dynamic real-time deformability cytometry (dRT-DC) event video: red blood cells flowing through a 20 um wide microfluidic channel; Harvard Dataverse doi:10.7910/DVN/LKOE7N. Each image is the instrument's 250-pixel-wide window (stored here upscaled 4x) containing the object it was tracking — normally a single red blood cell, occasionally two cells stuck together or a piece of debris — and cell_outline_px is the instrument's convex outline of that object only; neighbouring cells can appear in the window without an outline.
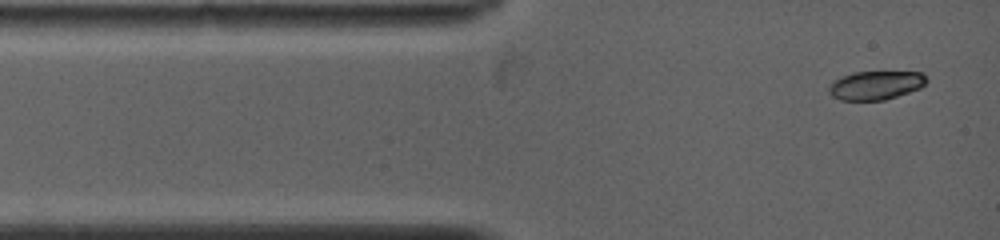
{"species": "common noctule bat (a hibernating species)", "species_latin": "Nyctalus noctula", "temperature_condition": "warm", "stored_images_in_passage": 11, "camera_frame_rate_fps": 5000, "um_per_image_px": 0.085, "animal": {"sex": "female", "body_mass_g": 19.0, "forearm_length_mm": 53.3}, "frame": {"image": 1, "passage_image": 1, "time_ms": 0.0, "image_size_px": [1000, 240], "cell_outline_px": [[928, 80], [920, 88], [884, 100], [840, 100], [832, 96], [828, 92], [828, 88], [832, 80], [852, 72], [924, 72]], "centroid_in_image_um": [74.41, 7.24], "position_along_channel_um": 10.6, "area_um2": 16.42}}
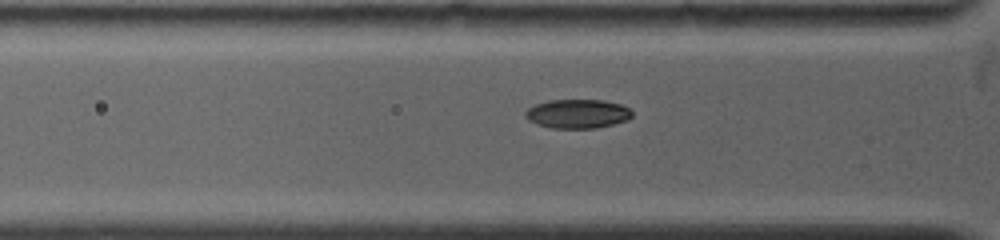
{"frame": {"image": 2, "passage_image": 7, "time_ms": 2.6, "image_size_px": [1000, 240], "cell_outline_px": [[632, 116], [628, 120], [596, 128], [552, 128], [536, 124], [528, 120], [524, 116], [524, 112], [528, 108], [536, 104], [548, 100], [604, 100], [620, 104], [628, 108], [632, 112]], "centroid_in_image_um": [49.07, 9.67], "position_along_channel_um": 76.7, "area_um2": 18.09}}
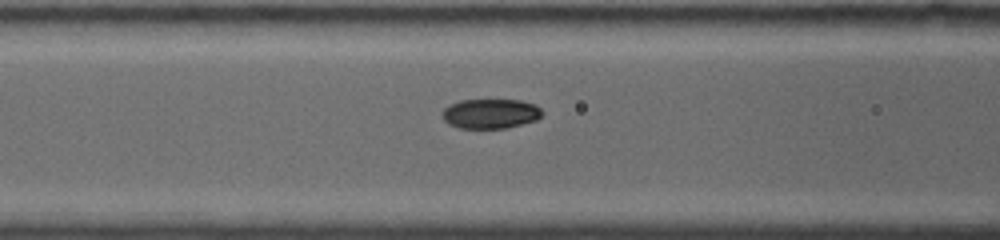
{"frame": {"image": 3, "passage_image": 10, "time_ms": 3.8, "image_size_px": [1000, 240], "cell_outline_px": [[544, 112], [536, 120], [504, 128], [460, 128], [448, 124], [444, 120], [444, 108], [448, 104], [460, 100], [520, 100], [536, 104]], "centroid_in_image_um": [41.69, 9.65], "position_along_channel_um": 124.9, "area_um2": 17.22}}